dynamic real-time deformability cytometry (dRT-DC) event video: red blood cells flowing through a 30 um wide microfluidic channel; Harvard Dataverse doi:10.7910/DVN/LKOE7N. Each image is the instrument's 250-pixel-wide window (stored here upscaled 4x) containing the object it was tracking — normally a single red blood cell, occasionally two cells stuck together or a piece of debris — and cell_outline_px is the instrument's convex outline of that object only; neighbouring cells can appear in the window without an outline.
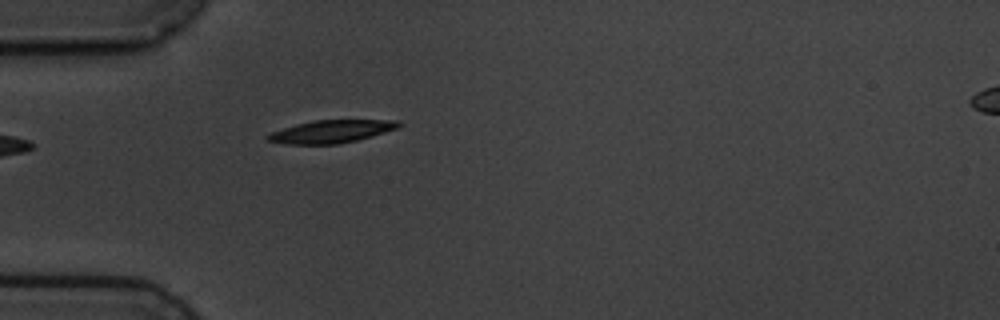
{"species": "common noctule bat (a hibernating species)", "species_latin": "Nyctalus noctula", "temperature_condition": "cold", "stored_images_in_passage": 1, "camera_frame_rate_fps": 3000, "um_per_image_px": 0.085, "animal": {"sex": "male", "body_mass_g": 19.5, "forearm_length_mm": 54.6}, "frame": {"image": 1, "passage_image": 1, "time_ms": 0.0, "image_size_px": [1000, 320], "cell_outline_px": [[404, 124], [396, 128], [384, 132], [356, 140], [340, 144], [288, 144], [268, 140], [264, 136], [272, 132], [296, 124], [312, 120], [396, 120]], "centroid_in_image_um": [28.15, 11.17], "position_along_channel_um": 56.9, "area_um2": 17.17}}